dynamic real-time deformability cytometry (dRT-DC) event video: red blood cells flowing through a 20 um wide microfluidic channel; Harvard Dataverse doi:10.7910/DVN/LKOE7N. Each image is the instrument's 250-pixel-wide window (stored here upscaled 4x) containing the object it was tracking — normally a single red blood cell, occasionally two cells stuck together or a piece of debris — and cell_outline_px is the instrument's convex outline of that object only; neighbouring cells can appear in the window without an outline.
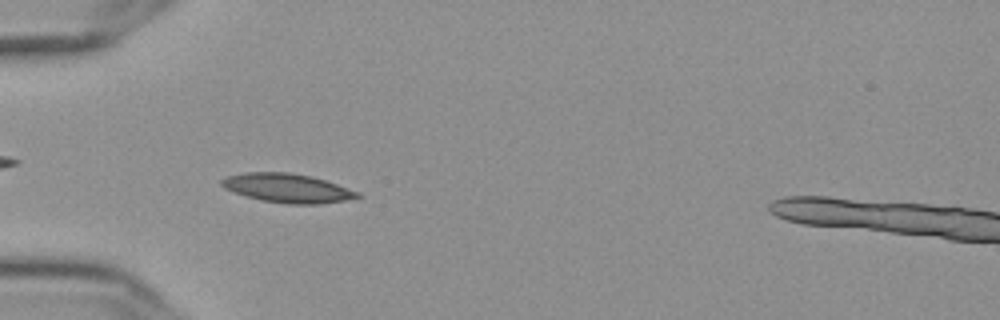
{"species": "Egyptian fruit bat (a non-hibernating species)", "species_latin": "Rousettus aegyptiacus", "temperature_condition": "cold", "stored_images_in_passage": 34, "camera_frame_rate_fps": 3000, "um_per_image_px": 0.085, "frame": {"image": 1, "passage_image": 18, "time_ms": 5.667, "image_size_px": [1000, 320], "cell_outline_px": [[360, 196], [344, 200], [320, 204], [288, 204], [260, 200], [224, 188], [220, 184], [220, 180], [228, 176], [244, 172], [288, 172], [312, 176], [360, 192]], "centroid_in_image_um": [24.41, 15.98], "position_along_channel_um": 60.6, "area_um2": 22.72}}
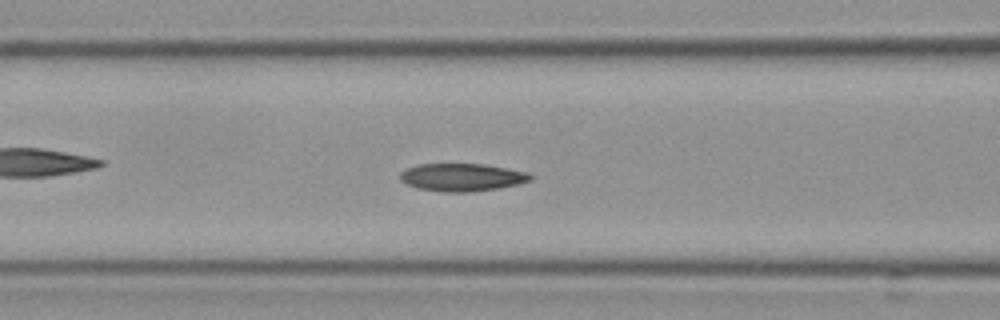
{"frame": {"image": 2, "passage_image": 24, "time_ms": 7.667, "image_size_px": [1000, 320], "cell_outline_px": [[532, 180], [500, 188], [468, 192], [440, 192], [420, 188], [408, 184], [400, 180], [400, 172], [416, 164], [484, 164], [524, 172], [532, 176]], "centroid_in_image_um": [39.23, 15.07], "position_along_channel_um": 127.4, "area_um2": 20.81}}
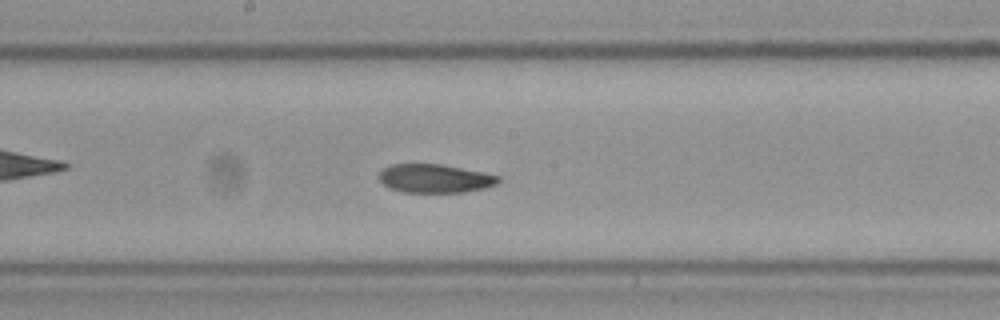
{"frame": {"image": 3, "passage_image": 31, "time_ms": 10.0, "image_size_px": [1000, 320], "cell_outline_px": [[500, 180], [496, 184], [484, 188], [464, 192], [404, 192], [388, 188], [376, 176], [384, 168], [392, 164], [440, 164], [484, 172], [500, 176]], "centroid_in_image_um": [36.95, 15.17], "position_along_channel_um": 211.3, "area_um2": 19.88}}